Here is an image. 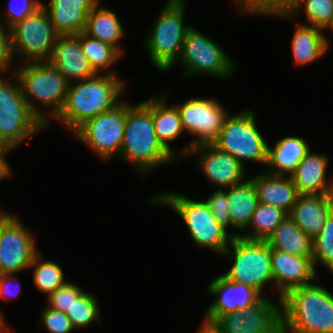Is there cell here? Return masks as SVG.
<instances>
[{"mask_svg": "<svg viewBox=\"0 0 333 333\" xmlns=\"http://www.w3.org/2000/svg\"><path fill=\"white\" fill-rule=\"evenodd\" d=\"M125 89L124 79L103 73L69 83L64 106L54 120L74 133L86 121L117 106Z\"/></svg>", "mask_w": 333, "mask_h": 333, "instance_id": "6da1fadb", "label": "cell"}, {"mask_svg": "<svg viewBox=\"0 0 333 333\" xmlns=\"http://www.w3.org/2000/svg\"><path fill=\"white\" fill-rule=\"evenodd\" d=\"M179 63L184 67V78L202 74L226 80L237 66L218 43L193 26L186 34L180 58L167 72Z\"/></svg>", "mask_w": 333, "mask_h": 333, "instance_id": "30bf717a", "label": "cell"}, {"mask_svg": "<svg viewBox=\"0 0 333 333\" xmlns=\"http://www.w3.org/2000/svg\"><path fill=\"white\" fill-rule=\"evenodd\" d=\"M42 4L40 0H10L8 9L4 12V20L1 18L0 21L7 29H10L38 11Z\"/></svg>", "mask_w": 333, "mask_h": 333, "instance_id": "8d00e7d4", "label": "cell"}, {"mask_svg": "<svg viewBox=\"0 0 333 333\" xmlns=\"http://www.w3.org/2000/svg\"><path fill=\"white\" fill-rule=\"evenodd\" d=\"M241 15L287 14L295 0H233Z\"/></svg>", "mask_w": 333, "mask_h": 333, "instance_id": "d590c367", "label": "cell"}, {"mask_svg": "<svg viewBox=\"0 0 333 333\" xmlns=\"http://www.w3.org/2000/svg\"><path fill=\"white\" fill-rule=\"evenodd\" d=\"M210 296H217L205 311L203 323L213 325L222 315L247 309L266 294L241 282L228 280L222 274L207 286Z\"/></svg>", "mask_w": 333, "mask_h": 333, "instance_id": "2e32d148", "label": "cell"}, {"mask_svg": "<svg viewBox=\"0 0 333 333\" xmlns=\"http://www.w3.org/2000/svg\"><path fill=\"white\" fill-rule=\"evenodd\" d=\"M281 333H333V293L312 283L280 300Z\"/></svg>", "mask_w": 333, "mask_h": 333, "instance_id": "3957f363", "label": "cell"}, {"mask_svg": "<svg viewBox=\"0 0 333 333\" xmlns=\"http://www.w3.org/2000/svg\"><path fill=\"white\" fill-rule=\"evenodd\" d=\"M166 102L165 93L152 96V120L159 142L177 159V149L174 151L170 143L178 139L184 129L176 105H168Z\"/></svg>", "mask_w": 333, "mask_h": 333, "instance_id": "484cf974", "label": "cell"}, {"mask_svg": "<svg viewBox=\"0 0 333 333\" xmlns=\"http://www.w3.org/2000/svg\"><path fill=\"white\" fill-rule=\"evenodd\" d=\"M87 35L115 47L122 55L119 45L125 35V29L117 14L108 7H99V3L89 12L84 31Z\"/></svg>", "mask_w": 333, "mask_h": 333, "instance_id": "4316f807", "label": "cell"}, {"mask_svg": "<svg viewBox=\"0 0 333 333\" xmlns=\"http://www.w3.org/2000/svg\"><path fill=\"white\" fill-rule=\"evenodd\" d=\"M14 275V273L0 275V298L3 300H10L13 297H16V295H19V293H21V284L17 283L18 279ZM13 281H16L14 282L15 284L13 283ZM16 284L18 285V287L16 286Z\"/></svg>", "mask_w": 333, "mask_h": 333, "instance_id": "b9f144b4", "label": "cell"}, {"mask_svg": "<svg viewBox=\"0 0 333 333\" xmlns=\"http://www.w3.org/2000/svg\"><path fill=\"white\" fill-rule=\"evenodd\" d=\"M40 318V328L44 327L49 333H71L75 331L65 312L44 307Z\"/></svg>", "mask_w": 333, "mask_h": 333, "instance_id": "f35d334b", "label": "cell"}, {"mask_svg": "<svg viewBox=\"0 0 333 333\" xmlns=\"http://www.w3.org/2000/svg\"><path fill=\"white\" fill-rule=\"evenodd\" d=\"M85 291L75 283L67 281L47 296V307L65 312Z\"/></svg>", "mask_w": 333, "mask_h": 333, "instance_id": "74e56055", "label": "cell"}, {"mask_svg": "<svg viewBox=\"0 0 333 333\" xmlns=\"http://www.w3.org/2000/svg\"><path fill=\"white\" fill-rule=\"evenodd\" d=\"M305 9L307 24L324 29L333 18V0H295L287 14L274 15L279 18L297 19V14Z\"/></svg>", "mask_w": 333, "mask_h": 333, "instance_id": "d6a6232c", "label": "cell"}, {"mask_svg": "<svg viewBox=\"0 0 333 333\" xmlns=\"http://www.w3.org/2000/svg\"><path fill=\"white\" fill-rule=\"evenodd\" d=\"M5 211L0 210V275L26 271L41 252L20 217Z\"/></svg>", "mask_w": 333, "mask_h": 333, "instance_id": "5bb4252c", "label": "cell"}, {"mask_svg": "<svg viewBox=\"0 0 333 333\" xmlns=\"http://www.w3.org/2000/svg\"><path fill=\"white\" fill-rule=\"evenodd\" d=\"M255 111L244 109L226 117L217 139L212 143L219 150L231 154L242 165L245 161L267 163L268 143L256 124Z\"/></svg>", "mask_w": 333, "mask_h": 333, "instance_id": "9c48e42d", "label": "cell"}, {"mask_svg": "<svg viewBox=\"0 0 333 333\" xmlns=\"http://www.w3.org/2000/svg\"><path fill=\"white\" fill-rule=\"evenodd\" d=\"M197 333H219L213 325L201 323V326L198 328Z\"/></svg>", "mask_w": 333, "mask_h": 333, "instance_id": "f6af8a7d", "label": "cell"}, {"mask_svg": "<svg viewBox=\"0 0 333 333\" xmlns=\"http://www.w3.org/2000/svg\"><path fill=\"white\" fill-rule=\"evenodd\" d=\"M48 62L56 67L69 83L97 75L80 44V33L60 35Z\"/></svg>", "mask_w": 333, "mask_h": 333, "instance_id": "d6986e66", "label": "cell"}, {"mask_svg": "<svg viewBox=\"0 0 333 333\" xmlns=\"http://www.w3.org/2000/svg\"><path fill=\"white\" fill-rule=\"evenodd\" d=\"M99 0H49L42 5L96 6Z\"/></svg>", "mask_w": 333, "mask_h": 333, "instance_id": "ee69618b", "label": "cell"}, {"mask_svg": "<svg viewBox=\"0 0 333 333\" xmlns=\"http://www.w3.org/2000/svg\"><path fill=\"white\" fill-rule=\"evenodd\" d=\"M80 44L83 53L97 74L103 72L104 74L117 75L116 70L112 68L123 56L115 47L87 35L84 31L80 33Z\"/></svg>", "mask_w": 333, "mask_h": 333, "instance_id": "f546056e", "label": "cell"}, {"mask_svg": "<svg viewBox=\"0 0 333 333\" xmlns=\"http://www.w3.org/2000/svg\"><path fill=\"white\" fill-rule=\"evenodd\" d=\"M21 63L16 66L15 75L22 94L31 111L49 128L50 121L64 106L69 82L48 61ZM44 110H48L46 114Z\"/></svg>", "mask_w": 333, "mask_h": 333, "instance_id": "277c9868", "label": "cell"}, {"mask_svg": "<svg viewBox=\"0 0 333 333\" xmlns=\"http://www.w3.org/2000/svg\"><path fill=\"white\" fill-rule=\"evenodd\" d=\"M215 219L227 230L232 227V219L228 209L226 189H216L204 200Z\"/></svg>", "mask_w": 333, "mask_h": 333, "instance_id": "ab89813d", "label": "cell"}, {"mask_svg": "<svg viewBox=\"0 0 333 333\" xmlns=\"http://www.w3.org/2000/svg\"><path fill=\"white\" fill-rule=\"evenodd\" d=\"M42 257V254L39 252L32 260L29 269L33 271L32 280L34 287L48 296L67 281L65 280L60 264L55 260L45 261Z\"/></svg>", "mask_w": 333, "mask_h": 333, "instance_id": "1f68e13d", "label": "cell"}, {"mask_svg": "<svg viewBox=\"0 0 333 333\" xmlns=\"http://www.w3.org/2000/svg\"><path fill=\"white\" fill-rule=\"evenodd\" d=\"M127 101L86 121L74 133L99 158L107 161L120 155L126 124Z\"/></svg>", "mask_w": 333, "mask_h": 333, "instance_id": "4fadbf2b", "label": "cell"}, {"mask_svg": "<svg viewBox=\"0 0 333 333\" xmlns=\"http://www.w3.org/2000/svg\"><path fill=\"white\" fill-rule=\"evenodd\" d=\"M259 202L290 214L300 195L291 176H274L266 172L252 177Z\"/></svg>", "mask_w": 333, "mask_h": 333, "instance_id": "7402d4cb", "label": "cell"}, {"mask_svg": "<svg viewBox=\"0 0 333 333\" xmlns=\"http://www.w3.org/2000/svg\"><path fill=\"white\" fill-rule=\"evenodd\" d=\"M333 212L332 194H300L289 217L311 239L323 229Z\"/></svg>", "mask_w": 333, "mask_h": 333, "instance_id": "ffe728a7", "label": "cell"}, {"mask_svg": "<svg viewBox=\"0 0 333 333\" xmlns=\"http://www.w3.org/2000/svg\"><path fill=\"white\" fill-rule=\"evenodd\" d=\"M312 150L302 137L281 138L271 148L268 145L266 173L274 176H291L301 160Z\"/></svg>", "mask_w": 333, "mask_h": 333, "instance_id": "603a6c76", "label": "cell"}, {"mask_svg": "<svg viewBox=\"0 0 333 333\" xmlns=\"http://www.w3.org/2000/svg\"><path fill=\"white\" fill-rule=\"evenodd\" d=\"M313 244V263L316 266L322 264L333 275V212L319 234L312 239Z\"/></svg>", "mask_w": 333, "mask_h": 333, "instance_id": "e575fe53", "label": "cell"}, {"mask_svg": "<svg viewBox=\"0 0 333 333\" xmlns=\"http://www.w3.org/2000/svg\"><path fill=\"white\" fill-rule=\"evenodd\" d=\"M119 158L134 166L142 177L176 158L159 142L152 120V97L138 104L127 102L126 124Z\"/></svg>", "mask_w": 333, "mask_h": 333, "instance_id": "7a4b0ae2", "label": "cell"}, {"mask_svg": "<svg viewBox=\"0 0 333 333\" xmlns=\"http://www.w3.org/2000/svg\"><path fill=\"white\" fill-rule=\"evenodd\" d=\"M6 77L0 76V138L14 150L47 126L27 105L17 76Z\"/></svg>", "mask_w": 333, "mask_h": 333, "instance_id": "52a82bcc", "label": "cell"}, {"mask_svg": "<svg viewBox=\"0 0 333 333\" xmlns=\"http://www.w3.org/2000/svg\"><path fill=\"white\" fill-rule=\"evenodd\" d=\"M222 256L232 259L233 264L230 269L222 274L228 280L244 283L261 294L264 286L269 282L275 287L271 248L266 241L234 236Z\"/></svg>", "mask_w": 333, "mask_h": 333, "instance_id": "ba28073f", "label": "cell"}, {"mask_svg": "<svg viewBox=\"0 0 333 333\" xmlns=\"http://www.w3.org/2000/svg\"><path fill=\"white\" fill-rule=\"evenodd\" d=\"M13 59L9 29L0 21V76H6L12 68L11 73L15 74L16 65L12 67Z\"/></svg>", "mask_w": 333, "mask_h": 333, "instance_id": "60d3db41", "label": "cell"}, {"mask_svg": "<svg viewBox=\"0 0 333 333\" xmlns=\"http://www.w3.org/2000/svg\"><path fill=\"white\" fill-rule=\"evenodd\" d=\"M14 59L27 62L48 61L60 34L47 11L41 7L9 29Z\"/></svg>", "mask_w": 333, "mask_h": 333, "instance_id": "8fae6325", "label": "cell"}, {"mask_svg": "<svg viewBox=\"0 0 333 333\" xmlns=\"http://www.w3.org/2000/svg\"><path fill=\"white\" fill-rule=\"evenodd\" d=\"M65 314L71 320L75 330L89 327L94 321H101L98 299L93 293L86 291L74 301Z\"/></svg>", "mask_w": 333, "mask_h": 333, "instance_id": "836d02e7", "label": "cell"}, {"mask_svg": "<svg viewBox=\"0 0 333 333\" xmlns=\"http://www.w3.org/2000/svg\"><path fill=\"white\" fill-rule=\"evenodd\" d=\"M288 214L274 206L258 203L251 222L240 237L248 240L266 241L273 231L285 220ZM251 228V229H250Z\"/></svg>", "mask_w": 333, "mask_h": 333, "instance_id": "4dcf8cb0", "label": "cell"}, {"mask_svg": "<svg viewBox=\"0 0 333 333\" xmlns=\"http://www.w3.org/2000/svg\"><path fill=\"white\" fill-rule=\"evenodd\" d=\"M277 303L263 296L245 310L222 315L213 326L219 333H281L280 304Z\"/></svg>", "mask_w": 333, "mask_h": 333, "instance_id": "9a60e30c", "label": "cell"}, {"mask_svg": "<svg viewBox=\"0 0 333 333\" xmlns=\"http://www.w3.org/2000/svg\"><path fill=\"white\" fill-rule=\"evenodd\" d=\"M311 151L298 164L291 178L299 194H332L333 179L328 180L326 174L329 157Z\"/></svg>", "mask_w": 333, "mask_h": 333, "instance_id": "44dd1931", "label": "cell"}, {"mask_svg": "<svg viewBox=\"0 0 333 333\" xmlns=\"http://www.w3.org/2000/svg\"><path fill=\"white\" fill-rule=\"evenodd\" d=\"M271 266L279 302L290 290L316 282L313 257L290 255L271 249Z\"/></svg>", "mask_w": 333, "mask_h": 333, "instance_id": "ac0fdd59", "label": "cell"}, {"mask_svg": "<svg viewBox=\"0 0 333 333\" xmlns=\"http://www.w3.org/2000/svg\"><path fill=\"white\" fill-rule=\"evenodd\" d=\"M329 29L332 30L331 32H333V18H332L331 22L326 27H324L323 31L329 30Z\"/></svg>", "mask_w": 333, "mask_h": 333, "instance_id": "7dc6e473", "label": "cell"}, {"mask_svg": "<svg viewBox=\"0 0 333 333\" xmlns=\"http://www.w3.org/2000/svg\"><path fill=\"white\" fill-rule=\"evenodd\" d=\"M330 43L323 29L298 22L291 42L294 64L306 66L314 63L325 56Z\"/></svg>", "mask_w": 333, "mask_h": 333, "instance_id": "cb8c5ba5", "label": "cell"}, {"mask_svg": "<svg viewBox=\"0 0 333 333\" xmlns=\"http://www.w3.org/2000/svg\"><path fill=\"white\" fill-rule=\"evenodd\" d=\"M186 2L168 0L145 37L150 63L167 72L180 58L184 39L192 27L185 24Z\"/></svg>", "mask_w": 333, "mask_h": 333, "instance_id": "8992f818", "label": "cell"}, {"mask_svg": "<svg viewBox=\"0 0 333 333\" xmlns=\"http://www.w3.org/2000/svg\"><path fill=\"white\" fill-rule=\"evenodd\" d=\"M60 35L85 31L87 16L95 6L42 5Z\"/></svg>", "mask_w": 333, "mask_h": 333, "instance_id": "f1b7e54d", "label": "cell"}, {"mask_svg": "<svg viewBox=\"0 0 333 333\" xmlns=\"http://www.w3.org/2000/svg\"><path fill=\"white\" fill-rule=\"evenodd\" d=\"M152 195L150 204L170 207L182 218L190 237L198 248H206L220 255L229 247L238 232H230L213 216L212 211L204 200H193L184 194L162 192Z\"/></svg>", "mask_w": 333, "mask_h": 333, "instance_id": "5b68a950", "label": "cell"}, {"mask_svg": "<svg viewBox=\"0 0 333 333\" xmlns=\"http://www.w3.org/2000/svg\"><path fill=\"white\" fill-rule=\"evenodd\" d=\"M196 156L197 164L207 181L216 189H226L247 179L246 166L231 154L219 150L213 144H201L192 147L189 156Z\"/></svg>", "mask_w": 333, "mask_h": 333, "instance_id": "e0dca14e", "label": "cell"}, {"mask_svg": "<svg viewBox=\"0 0 333 333\" xmlns=\"http://www.w3.org/2000/svg\"><path fill=\"white\" fill-rule=\"evenodd\" d=\"M4 315H3V313H2V311H1V309H0V333H10L9 332V327H7L8 325V323L6 322L7 320H5L4 318L5 317H3Z\"/></svg>", "mask_w": 333, "mask_h": 333, "instance_id": "bcb514c9", "label": "cell"}, {"mask_svg": "<svg viewBox=\"0 0 333 333\" xmlns=\"http://www.w3.org/2000/svg\"><path fill=\"white\" fill-rule=\"evenodd\" d=\"M271 249L290 255L313 257L312 239L289 217L266 239Z\"/></svg>", "mask_w": 333, "mask_h": 333, "instance_id": "83f0119b", "label": "cell"}, {"mask_svg": "<svg viewBox=\"0 0 333 333\" xmlns=\"http://www.w3.org/2000/svg\"><path fill=\"white\" fill-rule=\"evenodd\" d=\"M226 195L232 228L244 233L259 203L258 192L252 178L226 188Z\"/></svg>", "mask_w": 333, "mask_h": 333, "instance_id": "d4e9b609", "label": "cell"}, {"mask_svg": "<svg viewBox=\"0 0 333 333\" xmlns=\"http://www.w3.org/2000/svg\"><path fill=\"white\" fill-rule=\"evenodd\" d=\"M13 151L1 138H0V181L9 178L12 175V169L10 163H8L6 157Z\"/></svg>", "mask_w": 333, "mask_h": 333, "instance_id": "7bdbcfd3", "label": "cell"}, {"mask_svg": "<svg viewBox=\"0 0 333 333\" xmlns=\"http://www.w3.org/2000/svg\"><path fill=\"white\" fill-rule=\"evenodd\" d=\"M184 131L196 136L192 142L179 150L178 159L188 157L192 147L212 144L223 127L228 110L214 98H191L183 104H176Z\"/></svg>", "mask_w": 333, "mask_h": 333, "instance_id": "7c38bea8", "label": "cell"}]
</instances>
